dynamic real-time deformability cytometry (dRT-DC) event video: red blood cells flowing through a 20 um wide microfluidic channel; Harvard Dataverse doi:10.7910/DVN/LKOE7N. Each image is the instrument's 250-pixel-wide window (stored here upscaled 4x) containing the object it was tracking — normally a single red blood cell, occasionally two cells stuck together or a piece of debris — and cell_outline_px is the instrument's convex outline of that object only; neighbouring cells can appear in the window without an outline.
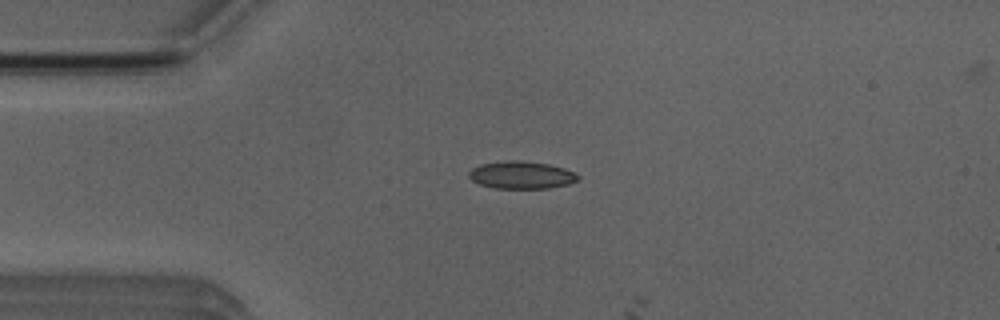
{"species": "Egyptian fruit bat (a non-hibernating species)", "species_latin": "Rousettus aegyptiacus", "temperature_condition": "room temperature", "stored_images_in_passage": 4, "camera_frame_rate_fps": 3000, "um_per_image_px": 0.085, "animal": {"sex": "male"}, "frame": {"image": 1, "passage_image": 3, "time_ms": 3.0, "image_size_px": [1000, 320], "cell_outline_px": [[580, 176], [576, 180], [568, 184], [548, 188], [496, 188], [480, 184], [472, 180], [468, 176], [468, 172], [472, 168], [480, 164], [504, 160], [520, 160], [548, 164], [564, 168]], "centroid_in_image_um": [44.28, 14.86], "position_along_channel_um": 40.7, "area_um2": 17.4}}